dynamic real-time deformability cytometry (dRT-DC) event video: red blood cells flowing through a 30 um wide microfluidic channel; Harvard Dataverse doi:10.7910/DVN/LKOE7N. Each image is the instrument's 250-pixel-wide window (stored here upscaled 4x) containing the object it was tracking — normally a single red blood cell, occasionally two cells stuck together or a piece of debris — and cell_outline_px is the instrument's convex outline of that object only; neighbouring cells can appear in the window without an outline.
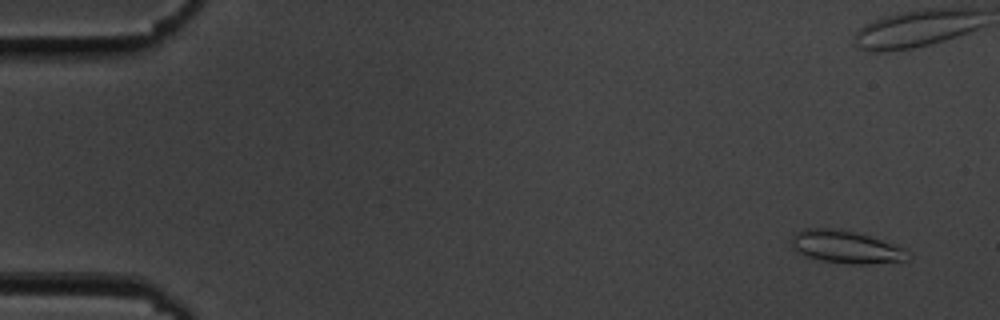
{"species": "common noctule bat (a hibernating species)", "species_latin": "Nyctalus noctula", "temperature_condition": "cold", "stored_images_in_passage": 57, "segment_of_instrument_passage": [1, 2], "camera_frame_rate_fps": 3000, "um_per_image_px": 0.085, "animal": {"sex": "male", "body_mass_g": 19.5, "forearm_length_mm": 54.6}, "frame": {"image": 1, "passage_image": 4, "time_ms": 1.0, "image_size_px": [1000, 320], "cell_outline_px": [[904, 260], [868, 264], [848, 264], [824, 260], [808, 256], [792, 248], [792, 236], [796, 232], [804, 228], [840, 228], [896, 244], [904, 248]], "centroid_in_image_um": [71.84, 20.96], "position_along_channel_um": 13.2, "area_um2": 21.62}}
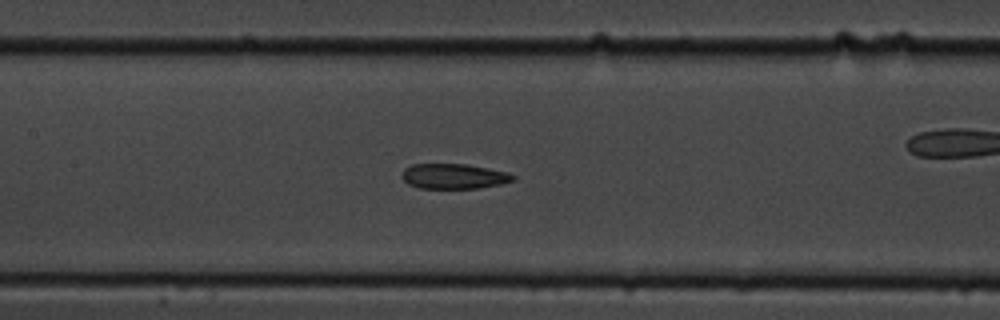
{"frame": {"image": 2, "passage_image": 27, "time_ms": 8.667, "image_size_px": [1000, 320], "cell_outline_px": [[516, 180], [500, 184], [480, 188], [420, 188], [408, 184], [400, 176], [404, 168], [412, 164], [468, 164], [508, 172], [516, 176]], "centroid_in_image_um": [38.58, 14.98], "position_along_channel_um": 168.8, "area_um2": 16.42}}
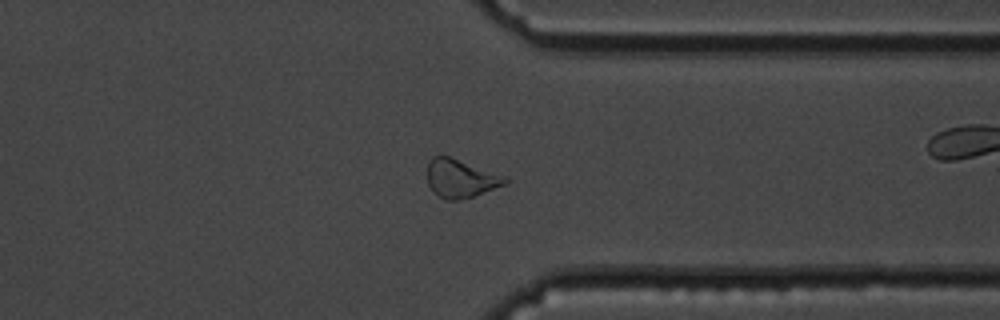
{"frame": {"image": 3, "passage_image": 44, "time_ms": 14.333, "image_size_px": [1000, 320], "cell_outline_px": [[508, 184], [472, 196], [456, 200], [448, 200], [432, 192], [428, 184], [428, 164], [432, 156], [448, 156], [508, 176]], "centroid_in_image_um": [39.19, 15.16], "position_along_channel_um": 372.2, "area_um2": 17.34}}